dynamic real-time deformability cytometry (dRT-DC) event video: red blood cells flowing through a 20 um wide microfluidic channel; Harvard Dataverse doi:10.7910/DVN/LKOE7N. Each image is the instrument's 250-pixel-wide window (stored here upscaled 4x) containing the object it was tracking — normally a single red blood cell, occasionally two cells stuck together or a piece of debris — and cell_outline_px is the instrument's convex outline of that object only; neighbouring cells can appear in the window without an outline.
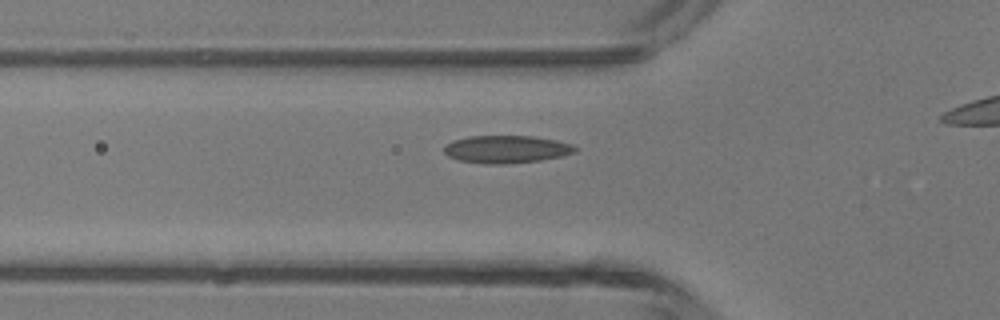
{"species": "common noctule bat (a hibernating species)", "species_latin": "Nyctalus noctula", "temperature_condition": "room temperature", "stored_images_in_passage": 34, "camera_frame_rate_fps": 3000, "um_per_image_px": 0.085, "animal": {"sex": "male", "body_mass_g": 13.3}, "frame": {"image": 1, "passage_image": 6, "time_ms": 1.667, "image_size_px": [1000, 320], "cell_outline_px": [[576, 152], [560, 156], [540, 160], [504, 164], [484, 164], [460, 160], [448, 156], [444, 152], [444, 144], [452, 140], [468, 136], [532, 136], [556, 140], [572, 144], [576, 148]], "centroid_in_image_um": [43.0, 12.68], "position_along_channel_um": 82.8, "area_um2": 21.1}}
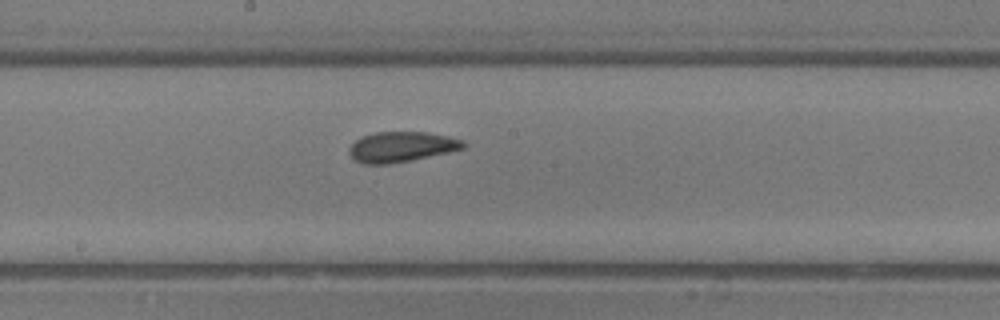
{"frame": {"image": 2, "passage_image": 15, "time_ms": 4.667, "image_size_px": [1000, 320], "cell_outline_px": [[464, 148], [448, 152], [388, 164], [364, 164], [356, 160], [348, 152], [348, 148], [360, 136], [376, 132], [428, 132], [464, 140]], "centroid_in_image_um": [34.08, 12.47], "position_along_channel_um": 214.1, "area_um2": 19.88}}
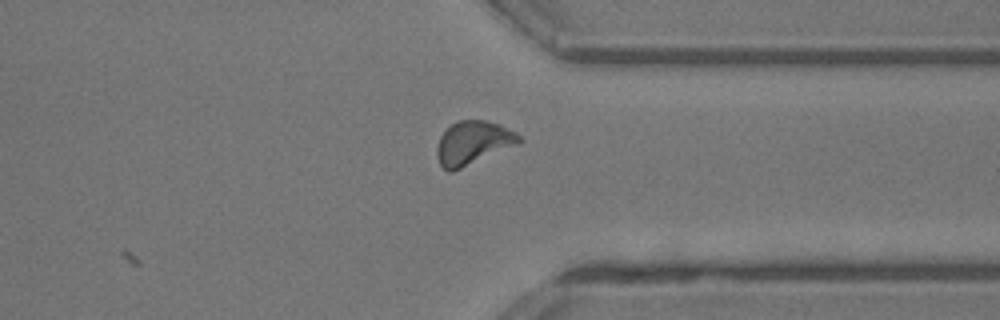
{"frame": {"image": 3, "passage_image": 26, "time_ms": 8.333, "image_size_px": [1000, 320], "cell_outline_px": [[524, 140], [520, 144], [452, 172], [448, 172], [440, 164], [436, 156], [436, 148], [440, 136], [456, 120], [488, 120], [500, 124], [516, 132]], "centroid_in_image_um": [40.23, 12.14], "position_along_channel_um": 371.2, "area_um2": 21.15}, "authors_computed_cell_mechanics": {"area_um2": 19.7098, "velocity_mm_per_s": 4.3513, "shape_relaxation_time_tau1_ms": 3.3528, "shape_relaxation_time_tau2_ms": 1.8576, "deformation_change_tau1": 0.1124, "deformation_change_tau2": 0.068}}